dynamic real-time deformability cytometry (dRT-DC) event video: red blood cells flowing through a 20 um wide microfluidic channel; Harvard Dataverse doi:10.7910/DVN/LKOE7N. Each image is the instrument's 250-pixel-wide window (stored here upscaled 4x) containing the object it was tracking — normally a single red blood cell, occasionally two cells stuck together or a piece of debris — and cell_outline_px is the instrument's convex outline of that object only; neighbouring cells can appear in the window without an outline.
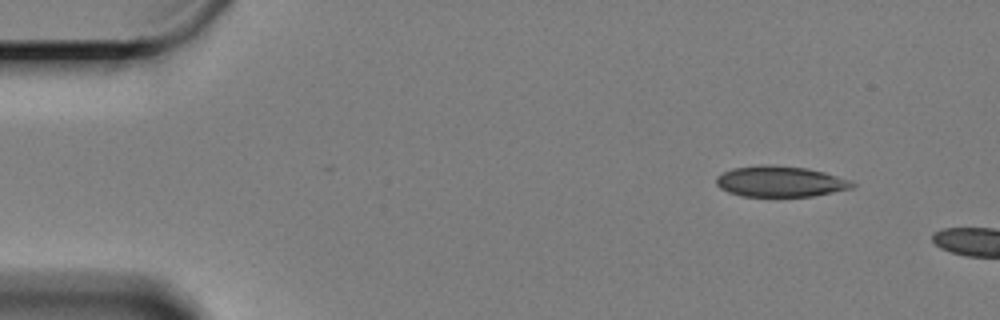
{"species": "Egyptian fruit bat (a non-hibernating species)", "species_latin": "Rousettus aegyptiacus", "temperature_condition": "cold", "stored_images_in_passage": 11, "camera_frame_rate_fps": 3000, "um_per_image_px": 0.085, "animal": {"sex": "female"}, "frame": {"image": 1, "passage_image": 1, "time_ms": 0.0, "image_size_px": [1000, 320], "cell_outline_px": [[856, 184], [852, 188], [812, 196], [740, 196], [728, 192], [720, 188], [716, 184], [716, 176], [732, 168], [768, 164], [804, 168], [824, 172], [852, 180]], "centroid_in_image_um": [66.31, 15.43], "position_along_channel_um": 18.7, "area_um2": 24.33}}